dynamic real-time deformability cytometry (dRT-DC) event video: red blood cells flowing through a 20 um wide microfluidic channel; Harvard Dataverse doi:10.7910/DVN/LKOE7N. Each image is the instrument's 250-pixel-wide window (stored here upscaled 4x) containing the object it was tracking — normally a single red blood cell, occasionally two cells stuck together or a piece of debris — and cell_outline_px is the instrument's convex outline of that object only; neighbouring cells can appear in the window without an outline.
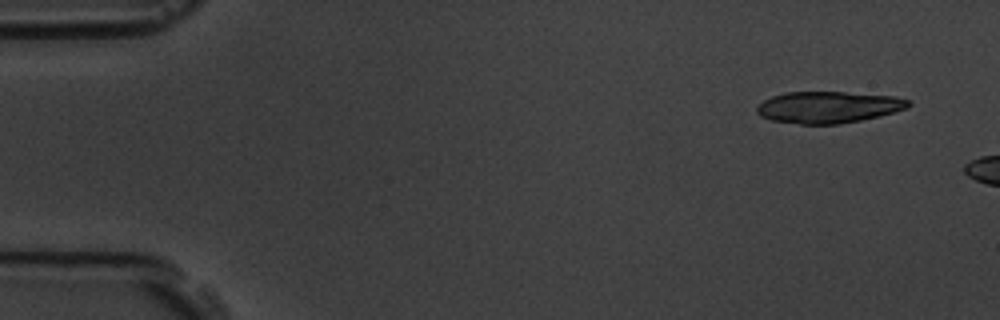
{"species": "common noctule bat (a hibernating species)", "species_latin": "Nyctalus noctula", "temperature_condition": "room temperature", "stored_images_in_passage": 4, "camera_frame_rate_fps": 3000, "um_per_image_px": 0.085, "animal": {"sex": "male", "body_mass_g": 19.5, "forearm_length_mm": 54.6}, "frame": {"image": 1, "passage_image": 1, "time_ms": 0.0, "image_size_px": [1000, 320], "cell_outline_px": [[912, 104], [908, 108], [880, 116], [840, 124], [800, 124], [772, 120], [760, 116], [756, 112], [756, 108], [764, 100], [772, 96], [784, 92], [844, 92], [896, 96], [912, 100]], "centroid_in_image_um": [70.45, 9.1], "position_along_channel_um": 14.6, "area_um2": 28.09}}